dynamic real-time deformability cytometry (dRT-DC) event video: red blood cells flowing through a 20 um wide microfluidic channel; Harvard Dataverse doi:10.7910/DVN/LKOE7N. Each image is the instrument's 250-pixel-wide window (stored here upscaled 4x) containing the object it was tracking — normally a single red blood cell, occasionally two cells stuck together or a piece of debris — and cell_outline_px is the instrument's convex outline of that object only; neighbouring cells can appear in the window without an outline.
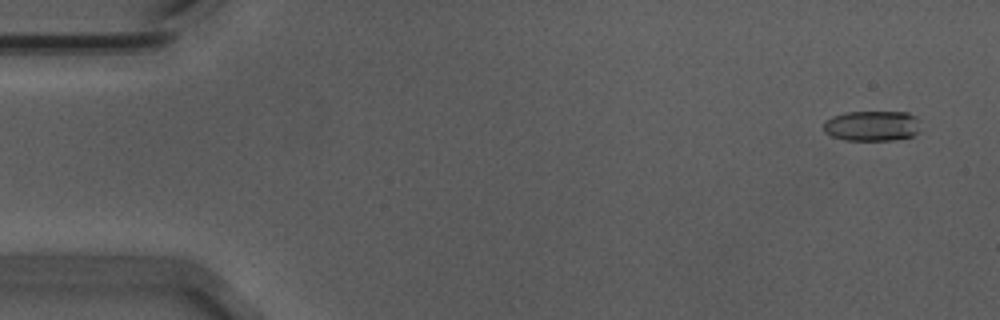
{"species": "Egyptian fruit bat (a non-hibernating species)", "species_latin": "Rousettus aegyptiacus", "temperature_condition": "warm", "stored_images_in_passage": 13, "camera_frame_rate_fps": 3000, "um_per_image_px": 0.085, "animal": {"sex": "male"}, "frame": {"image": 1, "passage_image": 3, "time_ms": 0.667, "image_size_px": [1000, 320], "cell_outline_px": [[920, 120], [916, 132], [912, 136], [892, 140], [844, 140], [832, 136], [824, 132], [824, 120], [832, 116], [848, 112], [908, 112], [916, 116]], "centroid_in_image_um": [74.1, 10.69], "position_along_channel_um": 10.9, "area_um2": 17.17}}